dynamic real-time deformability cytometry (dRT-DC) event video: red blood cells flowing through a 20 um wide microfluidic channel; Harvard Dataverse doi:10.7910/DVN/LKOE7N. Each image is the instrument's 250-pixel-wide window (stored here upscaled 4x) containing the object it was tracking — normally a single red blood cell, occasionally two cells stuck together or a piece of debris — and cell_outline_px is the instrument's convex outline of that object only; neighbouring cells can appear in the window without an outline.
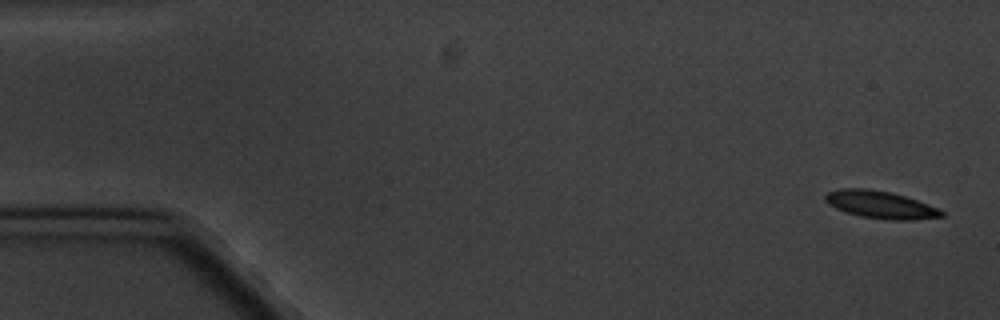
{"species": "common noctule bat (a hibernating species)", "species_latin": "Nyctalus noctula", "temperature_condition": "cold", "stored_images_in_passage": 9, "camera_frame_rate_fps": 3000, "um_per_image_px": 0.085, "animal": {"sex": "male", "body_mass_g": 20.1, "forearm_length_mm": 53.5}, "frame": {"image": 1, "passage_image": 1, "time_ms": 0.0, "image_size_px": [1000, 320], "cell_outline_px": [[944, 216], [912, 220], [888, 220], [860, 216], [836, 208], [828, 204], [824, 200], [824, 196], [828, 192], [840, 188], [868, 188], [892, 192], [928, 204], [944, 212]], "centroid_in_image_um": [74.81, 17.39], "position_along_channel_um": 10.2, "area_um2": 18.55}}